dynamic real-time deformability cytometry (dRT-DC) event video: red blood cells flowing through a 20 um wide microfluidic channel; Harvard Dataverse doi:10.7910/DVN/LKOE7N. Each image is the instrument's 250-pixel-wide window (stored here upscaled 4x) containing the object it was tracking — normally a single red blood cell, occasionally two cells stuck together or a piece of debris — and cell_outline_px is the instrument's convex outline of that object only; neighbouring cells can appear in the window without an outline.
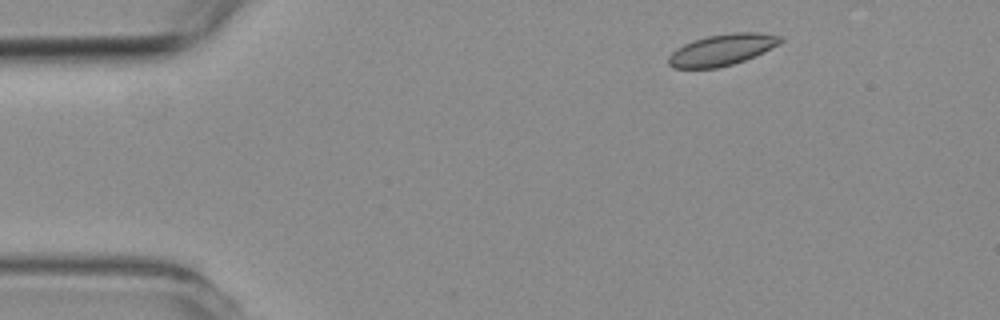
{"species": "common noctule bat (a hibernating species)", "species_latin": "Nyctalus noctula", "temperature_condition": "room temperature", "stored_images_in_passage": 5, "segment_of_instrument_passage": [2, 2], "camera_frame_rate_fps": 3000, "um_per_image_px": 0.085, "animal": {"sex": "female", "body_mass_g": 19.3, "forearm_length_mm": 54.1}, "frame": {"image": 1, "passage_image": 5, "time_ms": 5.667, "image_size_px": [1000, 320], "cell_outline_px": [[784, 40], [780, 44], [744, 60], [732, 64], [716, 68], [672, 68], [668, 64], [668, 56], [676, 48], [684, 44], [708, 36], [732, 32], [756, 32], [780, 36]], "centroid_in_image_um": [61.35, 4.23], "position_along_channel_um": 23.6, "area_um2": 20.23}}